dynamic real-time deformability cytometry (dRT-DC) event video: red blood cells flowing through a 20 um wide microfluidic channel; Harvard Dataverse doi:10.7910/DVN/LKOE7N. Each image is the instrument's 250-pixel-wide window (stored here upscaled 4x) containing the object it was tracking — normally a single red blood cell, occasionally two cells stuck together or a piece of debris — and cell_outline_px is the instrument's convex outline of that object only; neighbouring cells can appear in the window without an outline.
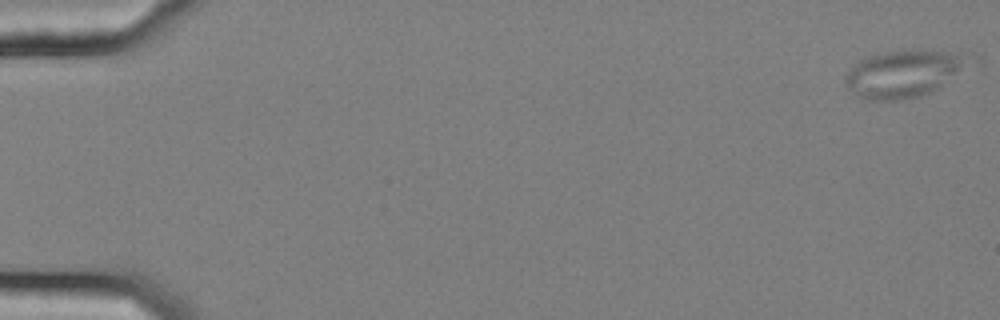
{"species": "common noctule bat (a hibernating species)", "species_latin": "Nyctalus noctula", "temperature_condition": "cold", "stored_images_in_passage": 16, "camera_frame_rate_fps": 3000, "um_per_image_px": 0.085, "animal": {"sex": "female", "body_mass_g": 25.1}, "frame": {"image": 1, "passage_image": 1, "time_ms": 0.0, "image_size_px": [1000, 320], "cell_outline_px": [[972, 52], [940, 88], [932, 92], [920, 96], [900, 100], [864, 100], [856, 96], [844, 84], [844, 76], [864, 56], [884, 52], [908, 48], [920, 48]], "centroid_in_image_um": [76.73, 6.22], "position_along_channel_um": 8.3, "area_um2": 34.22}}